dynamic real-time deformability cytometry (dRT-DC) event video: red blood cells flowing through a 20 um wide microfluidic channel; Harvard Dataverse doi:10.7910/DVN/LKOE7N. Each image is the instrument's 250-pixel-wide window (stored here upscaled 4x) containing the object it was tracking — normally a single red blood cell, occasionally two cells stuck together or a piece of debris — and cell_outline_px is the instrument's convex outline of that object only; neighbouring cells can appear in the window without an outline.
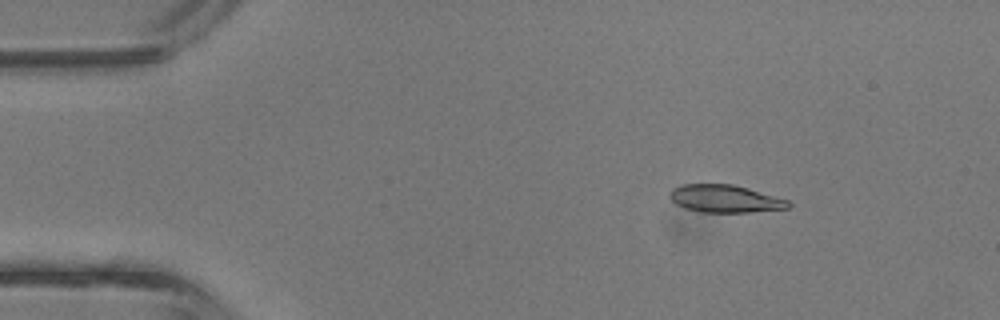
{"species": "common noctule bat (a hibernating species)", "species_latin": "Nyctalus noctula", "temperature_condition": "room temperature", "stored_images_in_passage": 37, "camera_frame_rate_fps": 3000, "um_per_image_px": 0.085, "animal": {"sex": "male", "body_mass_g": 13.3}, "frame": {"image": 1, "passage_image": 1, "time_ms": 0.0, "image_size_px": [1000, 320], "cell_outline_px": [[792, 204], [788, 208], [748, 212], [700, 212], [684, 208], [676, 204], [668, 196], [668, 192], [672, 188], [680, 184], [732, 184], [748, 188], [788, 200]], "centroid_in_image_um": [61.57, 16.88], "position_along_channel_um": 23.4, "area_um2": 19.13}}
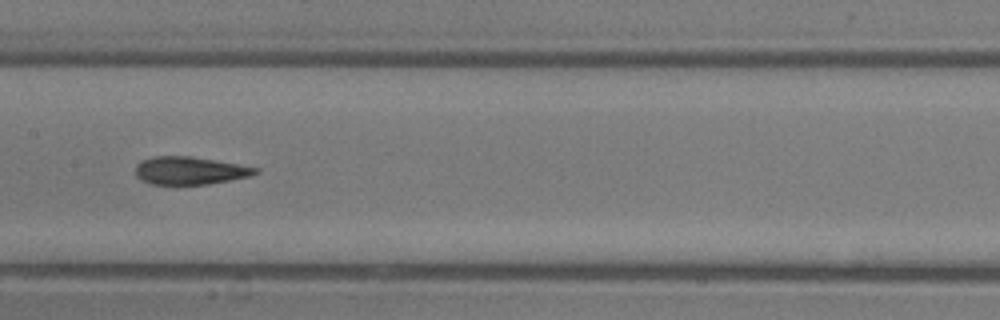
{"frame": {"image": 2, "passage_image": 16, "time_ms": 5.0, "image_size_px": [1000, 320], "cell_outline_px": [[260, 172], [248, 176], [208, 184], [152, 184], [140, 180], [136, 176], [136, 164], [140, 160], [152, 156], [188, 156], [260, 168]], "centroid_in_image_um": [16.08, 14.5], "position_along_channel_um": 191.3, "area_um2": 19.25}}
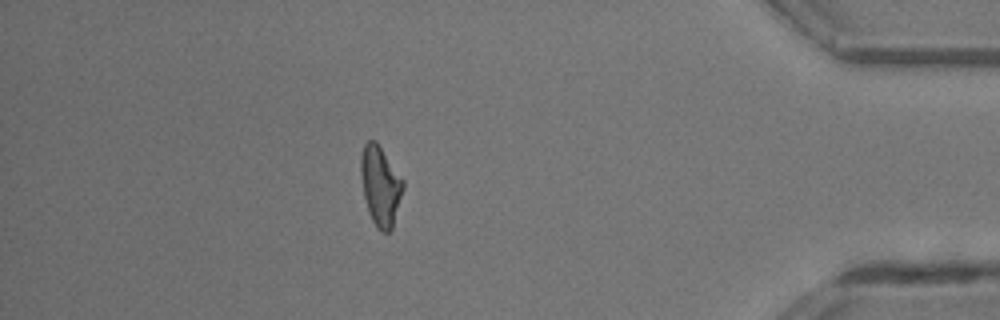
{"frame": {"image": 3, "passage_image": 32, "time_ms": 10.333, "image_size_px": [1000, 320], "cell_outline_px": [[404, 188], [392, 228], [388, 232], [380, 232], [376, 228], [368, 212], [364, 196], [360, 176], [360, 156], [364, 144], [368, 140], [376, 140], [404, 180]], "centroid_in_image_um": [32.32, 15.78], "position_along_channel_um": 402.9, "area_um2": 19.83}, "authors_computed_cell_mechanics": {"area_um2": 19.7098, "velocity_mm_per_s": 4.8426, "shape_relaxation_time_tau1_ms": 4.2248, "shape_relaxation_time_tau2_ms": 2.0738, "deformation_change_tau1": 0.173, "deformation_change_tau2": 0.1087}}